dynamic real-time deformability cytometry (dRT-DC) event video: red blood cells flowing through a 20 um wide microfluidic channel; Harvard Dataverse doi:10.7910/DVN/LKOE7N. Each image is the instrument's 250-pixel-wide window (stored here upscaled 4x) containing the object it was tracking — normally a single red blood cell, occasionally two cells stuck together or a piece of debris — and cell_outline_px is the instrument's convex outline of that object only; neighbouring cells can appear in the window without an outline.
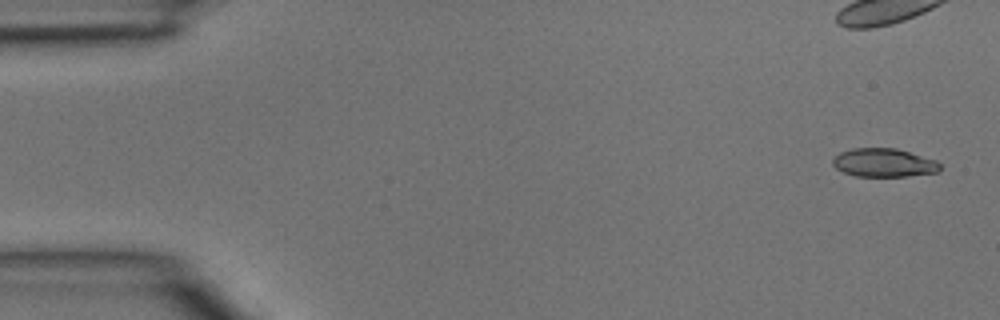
{"species": "common noctule bat (a hibernating species)", "species_latin": "Nyctalus noctula", "temperature_condition": "room temperature", "stored_images_in_passage": 3, "camera_frame_rate_fps": 3000, "um_per_image_px": 0.085, "animal": {"sex": "male", "body_mass_g": 15.6}, "frame": {"image": 1, "passage_image": 1, "time_ms": 0.0, "image_size_px": [1000, 320], "cell_outline_px": [[940, 168], [936, 172], [908, 176], [856, 176], [844, 172], [836, 168], [832, 164], [832, 160], [840, 152], [852, 148], [896, 148], [936, 160], [940, 164]], "centroid_in_image_um": [75.11, 13.82], "position_along_channel_um": 9.9, "area_um2": 17.69}}